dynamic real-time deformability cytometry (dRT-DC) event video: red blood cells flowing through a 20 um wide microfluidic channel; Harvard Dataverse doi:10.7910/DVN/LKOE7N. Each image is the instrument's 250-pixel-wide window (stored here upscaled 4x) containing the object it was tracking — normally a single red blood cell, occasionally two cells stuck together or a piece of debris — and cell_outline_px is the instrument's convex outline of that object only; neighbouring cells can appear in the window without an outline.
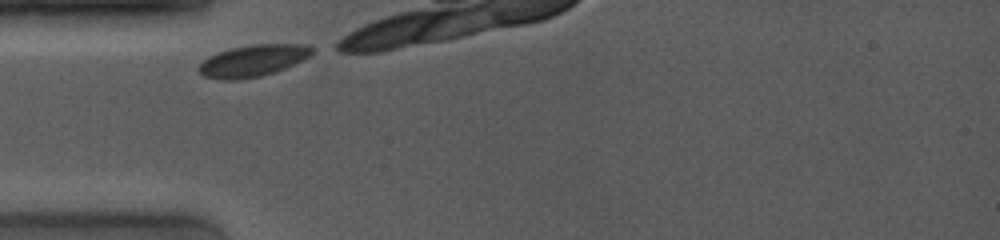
{"species": "common noctule bat (a hibernating species)", "species_latin": "Nyctalus noctula", "temperature_condition": "room temperature", "stored_images_in_passage": 3, "camera_frame_rate_fps": 4000, "um_per_image_px": 0.085, "animal": {"sex": "female", "body_mass_g": 19.0, "forearm_length_mm": 53.3}, "frame": {"image": 1, "passage_image": 1, "time_ms": 0.0, "image_size_px": [1000, 240], "cell_outline_px": [[312, 52], [308, 56], [284, 68], [260, 76], [236, 80], [224, 80], [204, 76], [196, 68], [208, 56], [232, 48], [252, 44], [296, 44], [312, 48]], "centroid_in_image_um": [21.41, 5.16], "position_along_channel_um": 63.6, "area_um2": 20.35}}